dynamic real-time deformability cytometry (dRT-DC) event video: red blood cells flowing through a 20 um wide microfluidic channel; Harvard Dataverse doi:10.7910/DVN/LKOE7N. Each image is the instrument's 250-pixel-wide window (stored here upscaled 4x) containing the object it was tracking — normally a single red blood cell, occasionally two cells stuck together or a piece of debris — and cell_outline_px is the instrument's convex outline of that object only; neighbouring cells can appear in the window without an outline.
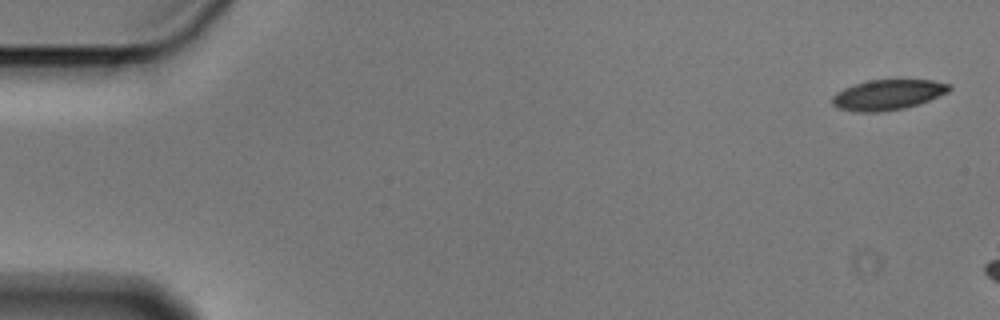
{"species": "Egyptian fruit bat (a non-hibernating species)", "species_latin": "Rousettus aegyptiacus", "temperature_condition": "cold", "stored_images_in_passage": 3, "camera_frame_rate_fps": 3000, "um_per_image_px": 0.085, "animal": {"sex": "male"}, "frame": {"image": 1, "passage_image": 1, "time_ms": 0.0, "image_size_px": [1000, 320], "cell_outline_px": [[952, 88], [948, 92], [928, 100], [904, 108], [880, 112], [856, 112], [836, 108], [832, 104], [832, 96], [836, 92], [844, 88], [868, 80], [932, 80], [952, 84]], "centroid_in_image_um": [75.44, 8.05], "position_along_channel_um": 9.6, "area_um2": 20.63}}